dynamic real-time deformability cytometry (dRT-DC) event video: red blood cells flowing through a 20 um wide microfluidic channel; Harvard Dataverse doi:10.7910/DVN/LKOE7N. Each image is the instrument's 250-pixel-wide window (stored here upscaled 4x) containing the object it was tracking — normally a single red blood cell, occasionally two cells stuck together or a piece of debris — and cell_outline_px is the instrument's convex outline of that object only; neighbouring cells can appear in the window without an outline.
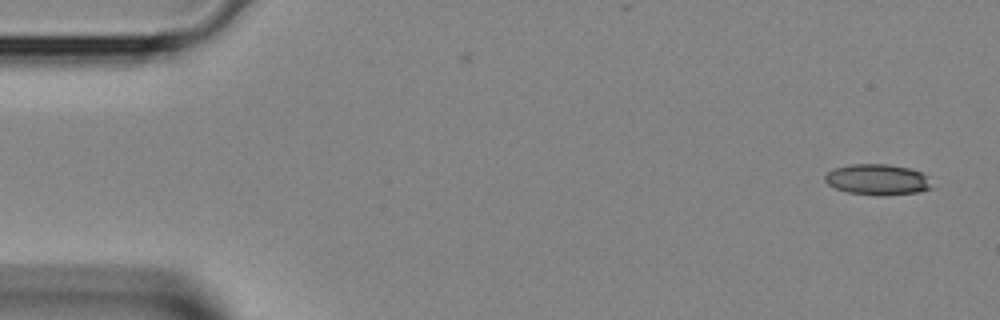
{"species": "Egyptian fruit bat (a non-hibernating species)", "species_latin": "Rousettus aegyptiacus", "temperature_condition": "room temperature", "stored_images_in_passage": 3, "camera_frame_rate_fps": 3000, "um_per_image_px": 0.085, "animal": {"sex": "female"}, "frame": {"image": 1, "passage_image": 1, "time_ms": 0.0, "image_size_px": [1000, 320], "cell_outline_px": [[932, 188], [920, 192], [880, 196], [876, 196], [848, 192], [836, 188], [828, 184], [824, 180], [824, 176], [832, 168], [852, 164], [888, 164], [908, 168], [920, 172], [924, 176]], "centroid_in_image_um": [74.53, 15.27], "position_along_channel_um": 10.5, "area_um2": 19.07}}